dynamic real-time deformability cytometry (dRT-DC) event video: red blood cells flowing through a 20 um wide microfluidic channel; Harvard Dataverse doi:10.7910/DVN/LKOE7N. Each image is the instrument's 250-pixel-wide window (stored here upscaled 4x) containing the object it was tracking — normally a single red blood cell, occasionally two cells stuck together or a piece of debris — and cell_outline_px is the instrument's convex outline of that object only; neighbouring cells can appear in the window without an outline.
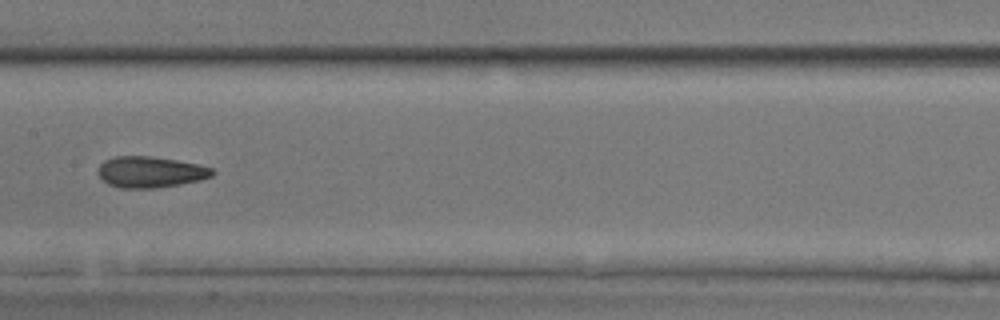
{"species": "common noctule bat (a hibernating species)", "species_latin": "Nyctalus noctula", "temperature_condition": "room temperature", "stored_images_in_passage": 41, "camera_frame_rate_fps": 3000, "um_per_image_px": 0.085, "animal": {"sex": "male", "body_mass_g": 17.9, "forearm_length_mm": 54.2}, "frame": {"image": 1, "passage_image": 19, "time_ms": 6.0, "image_size_px": [1000, 320], "cell_outline_px": [[216, 172], [212, 176], [200, 180], [180, 184], [156, 188], [120, 188], [108, 184], [96, 172], [100, 164], [104, 160], [116, 156], [152, 156], [176, 160], [196, 164], [212, 168]], "centroid_in_image_um": [12.77, 14.62], "position_along_channel_um": 194.6, "area_um2": 20.75}}
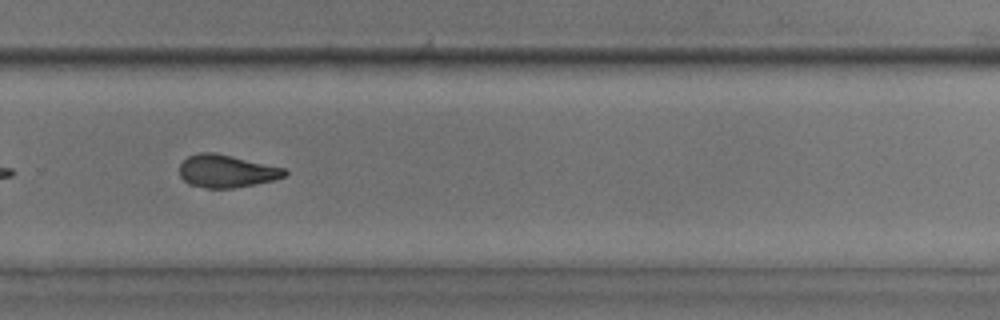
{"frame": {"image": 2, "passage_image": 28, "time_ms": 9.0, "image_size_px": [1000, 320], "cell_outline_px": [[288, 172], [284, 176], [272, 180], [256, 184], [232, 188], [208, 188], [188, 184], [180, 176], [180, 164], [188, 156], [200, 152], [216, 152], [288, 168]], "centroid_in_image_um": [19.28, 14.53], "position_along_channel_um": 310.5, "area_um2": 20.23}, "authors_computed_cell_mechanics": {"area_um2": 20.4034, "velocity_mm_per_s": 3.8758, "shape_relaxation_time_tau1_ms": 8.1166, "shape_relaxation_time_tau2_ms": 1.4414, "deformation_change_tau1": 0.1833, "deformation_change_tau2": 0.0794}}